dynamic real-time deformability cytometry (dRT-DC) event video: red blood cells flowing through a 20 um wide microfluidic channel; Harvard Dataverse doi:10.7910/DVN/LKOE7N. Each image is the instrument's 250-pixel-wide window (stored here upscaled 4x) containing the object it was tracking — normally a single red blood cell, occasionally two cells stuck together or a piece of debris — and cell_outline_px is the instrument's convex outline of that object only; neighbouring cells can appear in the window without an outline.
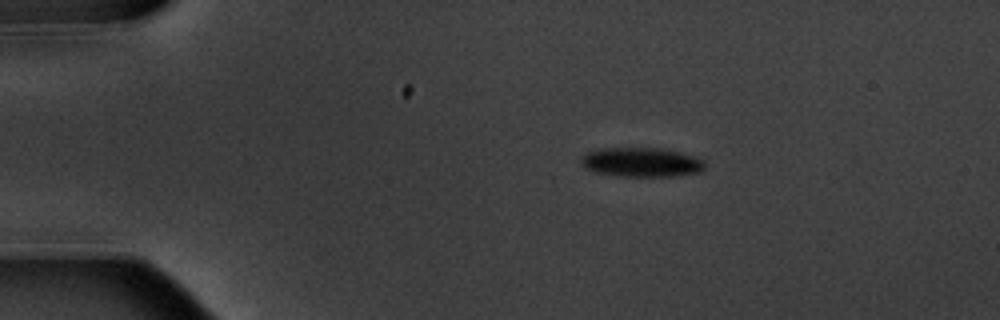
{"species": "common noctule bat (a hibernating species)", "species_latin": "Nyctalus noctula", "temperature_condition": "warm", "stored_images_in_passage": 3, "camera_frame_rate_fps": 3000, "um_per_image_px": 0.085, "animal": {"sex": "male", "body_mass_g": 20.1, "forearm_length_mm": 53.5}, "frame": {"image": 1, "passage_image": 1, "time_ms": 0.0, "image_size_px": [1000, 320], "cell_outline_px": [[704, 168], [700, 172], [672, 176], [620, 176], [596, 172], [584, 168], [580, 164], [580, 156], [588, 152], [600, 148], [656, 148], [680, 152], [696, 156], [704, 160]], "centroid_in_image_um": [54.49, 13.78], "position_along_channel_um": 30.5, "area_um2": 21.21}}